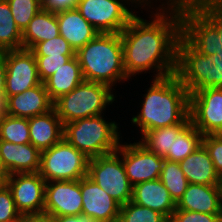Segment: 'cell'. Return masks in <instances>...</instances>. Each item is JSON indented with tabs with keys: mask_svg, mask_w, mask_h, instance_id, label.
I'll list each match as a JSON object with an SVG mask.
<instances>
[{
	"mask_svg": "<svg viewBox=\"0 0 222 222\" xmlns=\"http://www.w3.org/2000/svg\"><path fill=\"white\" fill-rule=\"evenodd\" d=\"M142 9L147 20L138 10L120 32L127 76L136 80L143 73H153V79L173 75L181 37L180 0H151Z\"/></svg>",
	"mask_w": 222,
	"mask_h": 222,
	"instance_id": "6da1fadb",
	"label": "cell"
},
{
	"mask_svg": "<svg viewBox=\"0 0 222 222\" xmlns=\"http://www.w3.org/2000/svg\"><path fill=\"white\" fill-rule=\"evenodd\" d=\"M150 80L141 94L143 100L139 98L137 115L130 120L140 137L152 129L179 124L189 115V92L175 74Z\"/></svg>",
	"mask_w": 222,
	"mask_h": 222,
	"instance_id": "7a4b0ae2",
	"label": "cell"
},
{
	"mask_svg": "<svg viewBox=\"0 0 222 222\" xmlns=\"http://www.w3.org/2000/svg\"><path fill=\"white\" fill-rule=\"evenodd\" d=\"M76 56L85 81L102 83L113 90L118 84L131 81L124 68L120 33H98Z\"/></svg>",
	"mask_w": 222,
	"mask_h": 222,
	"instance_id": "3957f363",
	"label": "cell"
},
{
	"mask_svg": "<svg viewBox=\"0 0 222 222\" xmlns=\"http://www.w3.org/2000/svg\"><path fill=\"white\" fill-rule=\"evenodd\" d=\"M104 116L65 123L63 138L89 159L115 152L123 139L122 130H119L122 125Z\"/></svg>",
	"mask_w": 222,
	"mask_h": 222,
	"instance_id": "277c9868",
	"label": "cell"
},
{
	"mask_svg": "<svg viewBox=\"0 0 222 222\" xmlns=\"http://www.w3.org/2000/svg\"><path fill=\"white\" fill-rule=\"evenodd\" d=\"M175 75L189 94L206 88H222V51L211 56L201 54L181 36Z\"/></svg>",
	"mask_w": 222,
	"mask_h": 222,
	"instance_id": "5b68a950",
	"label": "cell"
},
{
	"mask_svg": "<svg viewBox=\"0 0 222 222\" xmlns=\"http://www.w3.org/2000/svg\"><path fill=\"white\" fill-rule=\"evenodd\" d=\"M114 92L108 85L84 80L71 92L55 100L53 108L63 124L106 114L110 105L115 107V101L118 102Z\"/></svg>",
	"mask_w": 222,
	"mask_h": 222,
	"instance_id": "8992f818",
	"label": "cell"
},
{
	"mask_svg": "<svg viewBox=\"0 0 222 222\" xmlns=\"http://www.w3.org/2000/svg\"><path fill=\"white\" fill-rule=\"evenodd\" d=\"M147 2L148 0H78L76 9L99 33H120L138 13L137 10H141Z\"/></svg>",
	"mask_w": 222,
	"mask_h": 222,
	"instance_id": "52a82bcc",
	"label": "cell"
},
{
	"mask_svg": "<svg viewBox=\"0 0 222 222\" xmlns=\"http://www.w3.org/2000/svg\"><path fill=\"white\" fill-rule=\"evenodd\" d=\"M89 160L63 138L41 152L39 174L46 182L80 180L87 176Z\"/></svg>",
	"mask_w": 222,
	"mask_h": 222,
	"instance_id": "ba28073f",
	"label": "cell"
},
{
	"mask_svg": "<svg viewBox=\"0 0 222 222\" xmlns=\"http://www.w3.org/2000/svg\"><path fill=\"white\" fill-rule=\"evenodd\" d=\"M87 176L120 205L132 200L133 186L125 173L122 158L116 152L91 158Z\"/></svg>",
	"mask_w": 222,
	"mask_h": 222,
	"instance_id": "9c48e42d",
	"label": "cell"
},
{
	"mask_svg": "<svg viewBox=\"0 0 222 222\" xmlns=\"http://www.w3.org/2000/svg\"><path fill=\"white\" fill-rule=\"evenodd\" d=\"M181 36L201 54L222 51L216 27L189 1L180 0Z\"/></svg>",
	"mask_w": 222,
	"mask_h": 222,
	"instance_id": "30bf717a",
	"label": "cell"
},
{
	"mask_svg": "<svg viewBox=\"0 0 222 222\" xmlns=\"http://www.w3.org/2000/svg\"><path fill=\"white\" fill-rule=\"evenodd\" d=\"M126 140L127 143L123 137L115 152L122 158L125 173L132 186L159 179L164 158L149 151L138 140Z\"/></svg>",
	"mask_w": 222,
	"mask_h": 222,
	"instance_id": "8fae6325",
	"label": "cell"
},
{
	"mask_svg": "<svg viewBox=\"0 0 222 222\" xmlns=\"http://www.w3.org/2000/svg\"><path fill=\"white\" fill-rule=\"evenodd\" d=\"M189 116L204 136L222 134V88H206L190 93Z\"/></svg>",
	"mask_w": 222,
	"mask_h": 222,
	"instance_id": "7c38bea8",
	"label": "cell"
},
{
	"mask_svg": "<svg viewBox=\"0 0 222 222\" xmlns=\"http://www.w3.org/2000/svg\"><path fill=\"white\" fill-rule=\"evenodd\" d=\"M5 62V99L42 83L36 58L31 50L22 48L5 51Z\"/></svg>",
	"mask_w": 222,
	"mask_h": 222,
	"instance_id": "4fadbf2b",
	"label": "cell"
},
{
	"mask_svg": "<svg viewBox=\"0 0 222 222\" xmlns=\"http://www.w3.org/2000/svg\"><path fill=\"white\" fill-rule=\"evenodd\" d=\"M8 187L21 215L43 213L46 181L39 172L11 174Z\"/></svg>",
	"mask_w": 222,
	"mask_h": 222,
	"instance_id": "5bb4252c",
	"label": "cell"
},
{
	"mask_svg": "<svg viewBox=\"0 0 222 222\" xmlns=\"http://www.w3.org/2000/svg\"><path fill=\"white\" fill-rule=\"evenodd\" d=\"M43 213L52 217L81 215V179L46 182Z\"/></svg>",
	"mask_w": 222,
	"mask_h": 222,
	"instance_id": "9a60e30c",
	"label": "cell"
},
{
	"mask_svg": "<svg viewBox=\"0 0 222 222\" xmlns=\"http://www.w3.org/2000/svg\"><path fill=\"white\" fill-rule=\"evenodd\" d=\"M82 214L98 222H118L121 205L88 176L81 179Z\"/></svg>",
	"mask_w": 222,
	"mask_h": 222,
	"instance_id": "2e32d148",
	"label": "cell"
},
{
	"mask_svg": "<svg viewBox=\"0 0 222 222\" xmlns=\"http://www.w3.org/2000/svg\"><path fill=\"white\" fill-rule=\"evenodd\" d=\"M41 152L31 143L14 144L0 140L1 168L10 175L39 172Z\"/></svg>",
	"mask_w": 222,
	"mask_h": 222,
	"instance_id": "e0dca14e",
	"label": "cell"
},
{
	"mask_svg": "<svg viewBox=\"0 0 222 222\" xmlns=\"http://www.w3.org/2000/svg\"><path fill=\"white\" fill-rule=\"evenodd\" d=\"M52 109L53 101L49 98L44 83L6 99V114L14 117L31 118Z\"/></svg>",
	"mask_w": 222,
	"mask_h": 222,
	"instance_id": "ac0fdd59",
	"label": "cell"
},
{
	"mask_svg": "<svg viewBox=\"0 0 222 222\" xmlns=\"http://www.w3.org/2000/svg\"><path fill=\"white\" fill-rule=\"evenodd\" d=\"M176 208L208 214H221L222 195L220 185L189 183L183 196L176 203Z\"/></svg>",
	"mask_w": 222,
	"mask_h": 222,
	"instance_id": "d6986e66",
	"label": "cell"
},
{
	"mask_svg": "<svg viewBox=\"0 0 222 222\" xmlns=\"http://www.w3.org/2000/svg\"><path fill=\"white\" fill-rule=\"evenodd\" d=\"M30 143L40 152L63 139L64 124L53 108L49 112L28 118Z\"/></svg>",
	"mask_w": 222,
	"mask_h": 222,
	"instance_id": "ffe728a7",
	"label": "cell"
},
{
	"mask_svg": "<svg viewBox=\"0 0 222 222\" xmlns=\"http://www.w3.org/2000/svg\"><path fill=\"white\" fill-rule=\"evenodd\" d=\"M132 202L156 210L171 219L176 202L168 189L159 180H150L133 186Z\"/></svg>",
	"mask_w": 222,
	"mask_h": 222,
	"instance_id": "44dd1931",
	"label": "cell"
},
{
	"mask_svg": "<svg viewBox=\"0 0 222 222\" xmlns=\"http://www.w3.org/2000/svg\"><path fill=\"white\" fill-rule=\"evenodd\" d=\"M56 17L60 36L67 40L75 52L99 33L76 8L59 11Z\"/></svg>",
	"mask_w": 222,
	"mask_h": 222,
	"instance_id": "7402d4cb",
	"label": "cell"
},
{
	"mask_svg": "<svg viewBox=\"0 0 222 222\" xmlns=\"http://www.w3.org/2000/svg\"><path fill=\"white\" fill-rule=\"evenodd\" d=\"M179 165L189 183L220 185L221 177L215 171L213 161L203 144L180 161Z\"/></svg>",
	"mask_w": 222,
	"mask_h": 222,
	"instance_id": "603a6c76",
	"label": "cell"
},
{
	"mask_svg": "<svg viewBox=\"0 0 222 222\" xmlns=\"http://www.w3.org/2000/svg\"><path fill=\"white\" fill-rule=\"evenodd\" d=\"M84 81L77 56L72 57L53 73L45 82L49 98L54 102L60 96L71 92Z\"/></svg>",
	"mask_w": 222,
	"mask_h": 222,
	"instance_id": "cb8c5ba5",
	"label": "cell"
},
{
	"mask_svg": "<svg viewBox=\"0 0 222 222\" xmlns=\"http://www.w3.org/2000/svg\"><path fill=\"white\" fill-rule=\"evenodd\" d=\"M59 35L56 13L42 9L22 32L23 48L31 50L37 43Z\"/></svg>",
	"mask_w": 222,
	"mask_h": 222,
	"instance_id": "d4e9b609",
	"label": "cell"
},
{
	"mask_svg": "<svg viewBox=\"0 0 222 222\" xmlns=\"http://www.w3.org/2000/svg\"><path fill=\"white\" fill-rule=\"evenodd\" d=\"M190 121L188 115L181 123L170 127L152 129L145 132L138 141L149 151L165 158L169 151H172L173 140L176 139L178 132Z\"/></svg>",
	"mask_w": 222,
	"mask_h": 222,
	"instance_id": "484cf974",
	"label": "cell"
},
{
	"mask_svg": "<svg viewBox=\"0 0 222 222\" xmlns=\"http://www.w3.org/2000/svg\"><path fill=\"white\" fill-rule=\"evenodd\" d=\"M204 135L189 121L173 140L172 151L164 158L169 161L180 162L192 154L203 144Z\"/></svg>",
	"mask_w": 222,
	"mask_h": 222,
	"instance_id": "4316f807",
	"label": "cell"
},
{
	"mask_svg": "<svg viewBox=\"0 0 222 222\" xmlns=\"http://www.w3.org/2000/svg\"><path fill=\"white\" fill-rule=\"evenodd\" d=\"M22 48V32L15 23L7 0H0V51Z\"/></svg>",
	"mask_w": 222,
	"mask_h": 222,
	"instance_id": "83f0119b",
	"label": "cell"
},
{
	"mask_svg": "<svg viewBox=\"0 0 222 222\" xmlns=\"http://www.w3.org/2000/svg\"><path fill=\"white\" fill-rule=\"evenodd\" d=\"M159 180L170 192L171 197L177 203L183 196V193L188 187L186 179L179 162L169 161L164 159L162 171L160 172Z\"/></svg>",
	"mask_w": 222,
	"mask_h": 222,
	"instance_id": "f1b7e54d",
	"label": "cell"
},
{
	"mask_svg": "<svg viewBox=\"0 0 222 222\" xmlns=\"http://www.w3.org/2000/svg\"><path fill=\"white\" fill-rule=\"evenodd\" d=\"M0 140L14 144L30 143L28 118L5 114L0 125Z\"/></svg>",
	"mask_w": 222,
	"mask_h": 222,
	"instance_id": "f546056e",
	"label": "cell"
},
{
	"mask_svg": "<svg viewBox=\"0 0 222 222\" xmlns=\"http://www.w3.org/2000/svg\"><path fill=\"white\" fill-rule=\"evenodd\" d=\"M118 222H169V219L156 210L129 201L121 205Z\"/></svg>",
	"mask_w": 222,
	"mask_h": 222,
	"instance_id": "4dcf8cb0",
	"label": "cell"
},
{
	"mask_svg": "<svg viewBox=\"0 0 222 222\" xmlns=\"http://www.w3.org/2000/svg\"><path fill=\"white\" fill-rule=\"evenodd\" d=\"M17 27L24 31L33 17L42 10L41 0H7Z\"/></svg>",
	"mask_w": 222,
	"mask_h": 222,
	"instance_id": "1f68e13d",
	"label": "cell"
},
{
	"mask_svg": "<svg viewBox=\"0 0 222 222\" xmlns=\"http://www.w3.org/2000/svg\"><path fill=\"white\" fill-rule=\"evenodd\" d=\"M31 51L35 56L76 55V52L67 40L60 35L53 39L37 43Z\"/></svg>",
	"mask_w": 222,
	"mask_h": 222,
	"instance_id": "d6a6232c",
	"label": "cell"
},
{
	"mask_svg": "<svg viewBox=\"0 0 222 222\" xmlns=\"http://www.w3.org/2000/svg\"><path fill=\"white\" fill-rule=\"evenodd\" d=\"M217 29L222 46V0H189Z\"/></svg>",
	"mask_w": 222,
	"mask_h": 222,
	"instance_id": "836d02e7",
	"label": "cell"
},
{
	"mask_svg": "<svg viewBox=\"0 0 222 222\" xmlns=\"http://www.w3.org/2000/svg\"><path fill=\"white\" fill-rule=\"evenodd\" d=\"M76 55L60 56H35L38 68V74L42 83H44L53 73L63 64Z\"/></svg>",
	"mask_w": 222,
	"mask_h": 222,
	"instance_id": "e575fe53",
	"label": "cell"
},
{
	"mask_svg": "<svg viewBox=\"0 0 222 222\" xmlns=\"http://www.w3.org/2000/svg\"><path fill=\"white\" fill-rule=\"evenodd\" d=\"M21 216L16 209L10 188L0 191V222H20Z\"/></svg>",
	"mask_w": 222,
	"mask_h": 222,
	"instance_id": "d590c367",
	"label": "cell"
},
{
	"mask_svg": "<svg viewBox=\"0 0 222 222\" xmlns=\"http://www.w3.org/2000/svg\"><path fill=\"white\" fill-rule=\"evenodd\" d=\"M203 145L208 150L215 171L222 176V134L205 135Z\"/></svg>",
	"mask_w": 222,
	"mask_h": 222,
	"instance_id": "8d00e7d4",
	"label": "cell"
},
{
	"mask_svg": "<svg viewBox=\"0 0 222 222\" xmlns=\"http://www.w3.org/2000/svg\"><path fill=\"white\" fill-rule=\"evenodd\" d=\"M170 222H221V214L175 209Z\"/></svg>",
	"mask_w": 222,
	"mask_h": 222,
	"instance_id": "74e56055",
	"label": "cell"
},
{
	"mask_svg": "<svg viewBox=\"0 0 222 222\" xmlns=\"http://www.w3.org/2000/svg\"><path fill=\"white\" fill-rule=\"evenodd\" d=\"M42 9L57 13L59 11L76 8L78 0H41Z\"/></svg>",
	"mask_w": 222,
	"mask_h": 222,
	"instance_id": "f35d334b",
	"label": "cell"
},
{
	"mask_svg": "<svg viewBox=\"0 0 222 222\" xmlns=\"http://www.w3.org/2000/svg\"><path fill=\"white\" fill-rule=\"evenodd\" d=\"M20 222H56L54 217L51 215L42 214H32V215H22Z\"/></svg>",
	"mask_w": 222,
	"mask_h": 222,
	"instance_id": "ab89813d",
	"label": "cell"
},
{
	"mask_svg": "<svg viewBox=\"0 0 222 222\" xmlns=\"http://www.w3.org/2000/svg\"><path fill=\"white\" fill-rule=\"evenodd\" d=\"M56 222H98L89 216L81 215H69L54 217Z\"/></svg>",
	"mask_w": 222,
	"mask_h": 222,
	"instance_id": "60d3db41",
	"label": "cell"
},
{
	"mask_svg": "<svg viewBox=\"0 0 222 222\" xmlns=\"http://www.w3.org/2000/svg\"><path fill=\"white\" fill-rule=\"evenodd\" d=\"M6 62L5 51H0V94H5Z\"/></svg>",
	"mask_w": 222,
	"mask_h": 222,
	"instance_id": "b9f144b4",
	"label": "cell"
},
{
	"mask_svg": "<svg viewBox=\"0 0 222 222\" xmlns=\"http://www.w3.org/2000/svg\"><path fill=\"white\" fill-rule=\"evenodd\" d=\"M9 176L10 174L0 167V191L8 187Z\"/></svg>",
	"mask_w": 222,
	"mask_h": 222,
	"instance_id": "7bdbcfd3",
	"label": "cell"
},
{
	"mask_svg": "<svg viewBox=\"0 0 222 222\" xmlns=\"http://www.w3.org/2000/svg\"><path fill=\"white\" fill-rule=\"evenodd\" d=\"M0 110H6L5 94H0Z\"/></svg>",
	"mask_w": 222,
	"mask_h": 222,
	"instance_id": "ee69618b",
	"label": "cell"
},
{
	"mask_svg": "<svg viewBox=\"0 0 222 222\" xmlns=\"http://www.w3.org/2000/svg\"><path fill=\"white\" fill-rule=\"evenodd\" d=\"M5 114H6V110H0V125H1L2 118Z\"/></svg>",
	"mask_w": 222,
	"mask_h": 222,
	"instance_id": "f6af8a7d",
	"label": "cell"
},
{
	"mask_svg": "<svg viewBox=\"0 0 222 222\" xmlns=\"http://www.w3.org/2000/svg\"><path fill=\"white\" fill-rule=\"evenodd\" d=\"M220 188H221V195H222V176H221V179H220Z\"/></svg>",
	"mask_w": 222,
	"mask_h": 222,
	"instance_id": "bcb514c9",
	"label": "cell"
}]
</instances>
